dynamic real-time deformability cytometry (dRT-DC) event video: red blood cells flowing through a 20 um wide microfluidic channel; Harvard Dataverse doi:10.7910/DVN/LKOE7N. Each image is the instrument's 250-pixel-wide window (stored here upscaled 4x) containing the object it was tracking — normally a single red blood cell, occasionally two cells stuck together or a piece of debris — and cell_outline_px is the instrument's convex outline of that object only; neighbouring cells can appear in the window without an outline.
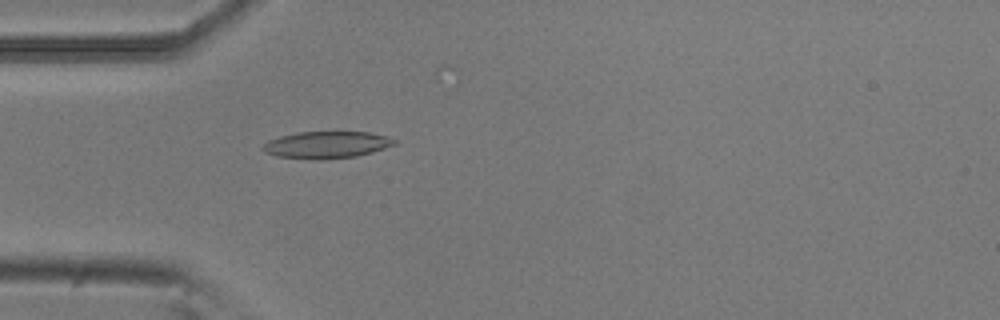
{"species": "common noctule bat (a hibernating species)", "species_latin": "Nyctalus noctula", "temperature_condition": "room temperature", "stored_images_in_passage": 42, "camera_frame_rate_fps": 3000, "um_per_image_px": 0.085, "animal": {"sex": "male", "body_mass_g": 20.5, "forearm_length_mm": 52.5}, "frame": {"image": 1, "passage_image": 5, "time_ms": 1.333, "image_size_px": [1000, 320], "cell_outline_px": [[396, 144], [372, 152], [356, 156], [276, 156], [264, 152], [260, 148], [268, 140], [280, 136], [296, 132], [368, 132], [384, 136], [396, 140]], "centroid_in_image_um": [27.75, 12.25], "position_along_channel_um": 57.2, "area_um2": 19.42}}
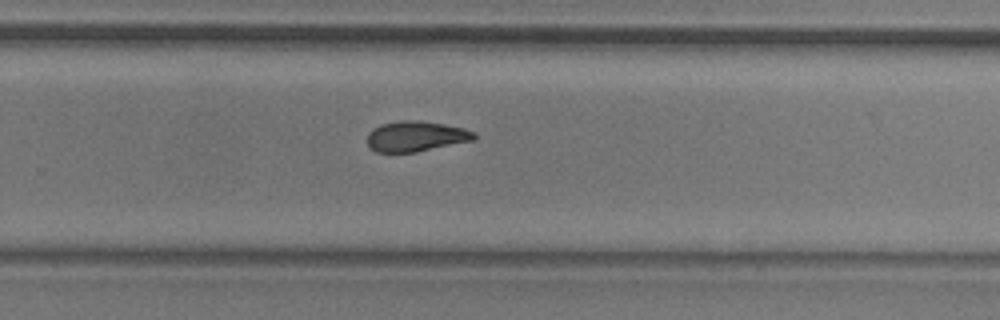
{"frame": {"image": 2, "passage_image": 24, "time_ms": 7.667, "image_size_px": [1000, 320], "cell_outline_px": [[476, 140], [416, 152], [376, 152], [368, 148], [368, 132], [372, 128], [380, 124], [400, 120], [420, 120], [444, 124], [464, 128], [476, 132]], "centroid_in_image_um": [35.35, 11.58], "position_along_channel_um": 294.4, "area_um2": 19.25}}
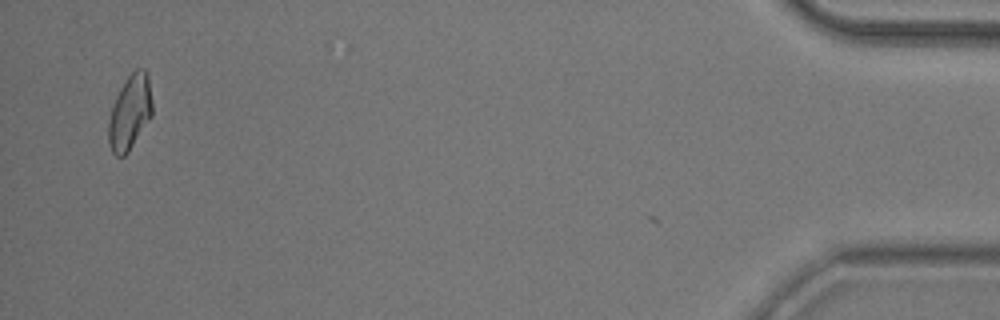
{"frame": {"image": 3, "passage_image": 41, "time_ms": 13.333, "image_size_px": [1000, 320], "cell_outline_px": [[152, 116], [128, 152], [124, 156], [116, 156], [112, 152], [108, 144], [108, 120], [116, 96], [120, 88], [128, 76], [136, 68], [144, 68], [148, 72], [152, 100]], "centroid_in_image_um": [11.05, 9.54], "position_along_channel_um": 424.2, "area_um2": 19.19}, "authors_computed_cell_mechanics": {"area_um2": 19.1318, "velocity_mm_per_s": 3.7922, "shape_relaxation_time_tau1_ms": 4.0041, "shape_relaxation_time_tau2_ms": 5.5721, "deformation_change_tau1": 0.1387, "deformation_change_tau2": 0.1263}}